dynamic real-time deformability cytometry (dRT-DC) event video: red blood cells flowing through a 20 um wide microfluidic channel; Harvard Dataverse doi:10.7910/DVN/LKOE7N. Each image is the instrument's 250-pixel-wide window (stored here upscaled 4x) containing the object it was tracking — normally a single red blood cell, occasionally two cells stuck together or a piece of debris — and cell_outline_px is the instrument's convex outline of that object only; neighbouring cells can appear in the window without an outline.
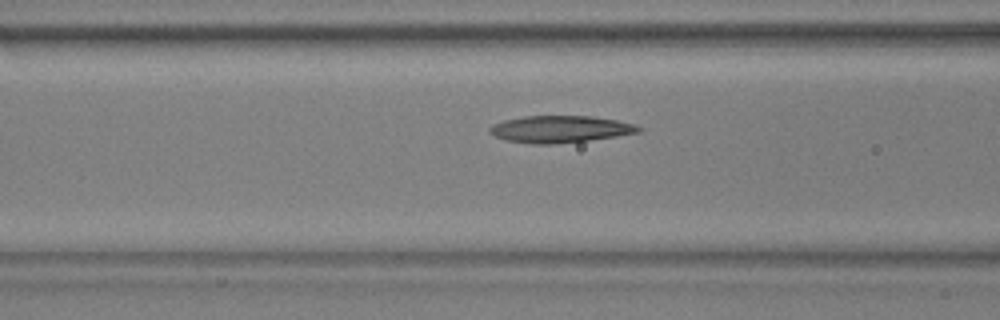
{"species": "common noctule bat (a hibernating species)", "species_latin": "Nyctalus noctula", "temperature_condition": "warm", "stored_images_in_passage": 8, "camera_frame_rate_fps": 3000, "um_per_image_px": 0.085, "animal": {"sex": "male", "body_mass_g": 17.9, "forearm_length_mm": 54.2}, "frame": {"image": 1, "passage_image": 6, "time_ms": 1.667, "image_size_px": [1000, 320], "cell_outline_px": [[644, 128], [640, 132], [616, 136], [588, 140], [556, 144], [532, 144], [504, 140], [488, 132], [488, 128], [492, 124], [504, 120], [524, 116], [592, 116], [616, 120], [632, 124]], "centroid_in_image_um": [47.57, 10.98], "position_along_channel_um": 119.0, "area_um2": 23.41}}